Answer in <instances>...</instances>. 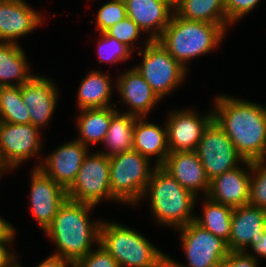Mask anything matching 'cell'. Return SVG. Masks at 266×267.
<instances>
[{
	"mask_svg": "<svg viewBox=\"0 0 266 267\" xmlns=\"http://www.w3.org/2000/svg\"><path fill=\"white\" fill-rule=\"evenodd\" d=\"M13 242H1L0 243V267H12L16 264L17 254L9 250L10 245Z\"/></svg>",
	"mask_w": 266,
	"mask_h": 267,
	"instance_id": "38",
	"label": "cell"
},
{
	"mask_svg": "<svg viewBox=\"0 0 266 267\" xmlns=\"http://www.w3.org/2000/svg\"><path fill=\"white\" fill-rule=\"evenodd\" d=\"M6 173L3 169H2V167L0 166V179H1V177L4 175V174Z\"/></svg>",
	"mask_w": 266,
	"mask_h": 267,
	"instance_id": "43",
	"label": "cell"
},
{
	"mask_svg": "<svg viewBox=\"0 0 266 267\" xmlns=\"http://www.w3.org/2000/svg\"><path fill=\"white\" fill-rule=\"evenodd\" d=\"M265 227L266 210L250 204L233 208L230 239L227 242L229 251H249L261 241Z\"/></svg>",
	"mask_w": 266,
	"mask_h": 267,
	"instance_id": "17",
	"label": "cell"
},
{
	"mask_svg": "<svg viewBox=\"0 0 266 267\" xmlns=\"http://www.w3.org/2000/svg\"><path fill=\"white\" fill-rule=\"evenodd\" d=\"M127 16L124 0H109L100 6L96 14L95 25L99 33H104Z\"/></svg>",
	"mask_w": 266,
	"mask_h": 267,
	"instance_id": "32",
	"label": "cell"
},
{
	"mask_svg": "<svg viewBox=\"0 0 266 267\" xmlns=\"http://www.w3.org/2000/svg\"><path fill=\"white\" fill-rule=\"evenodd\" d=\"M40 132L41 129L31 124L0 121V166L5 172L19 168L28 158L41 156Z\"/></svg>",
	"mask_w": 266,
	"mask_h": 267,
	"instance_id": "10",
	"label": "cell"
},
{
	"mask_svg": "<svg viewBox=\"0 0 266 267\" xmlns=\"http://www.w3.org/2000/svg\"><path fill=\"white\" fill-rule=\"evenodd\" d=\"M109 160L113 198L122 204L140 205L156 165L152 167L151 160L135 150L115 154Z\"/></svg>",
	"mask_w": 266,
	"mask_h": 267,
	"instance_id": "6",
	"label": "cell"
},
{
	"mask_svg": "<svg viewBox=\"0 0 266 267\" xmlns=\"http://www.w3.org/2000/svg\"><path fill=\"white\" fill-rule=\"evenodd\" d=\"M213 103V120L244 160L266 159V106L227 94Z\"/></svg>",
	"mask_w": 266,
	"mask_h": 267,
	"instance_id": "1",
	"label": "cell"
},
{
	"mask_svg": "<svg viewBox=\"0 0 266 267\" xmlns=\"http://www.w3.org/2000/svg\"><path fill=\"white\" fill-rule=\"evenodd\" d=\"M16 264L22 267L20 261H18V254L16 257ZM36 267H74V262L55 255H49L43 262H40Z\"/></svg>",
	"mask_w": 266,
	"mask_h": 267,
	"instance_id": "37",
	"label": "cell"
},
{
	"mask_svg": "<svg viewBox=\"0 0 266 267\" xmlns=\"http://www.w3.org/2000/svg\"><path fill=\"white\" fill-rule=\"evenodd\" d=\"M127 16L152 40H157L170 23L174 7L165 0H124ZM149 33V34H148Z\"/></svg>",
	"mask_w": 266,
	"mask_h": 267,
	"instance_id": "21",
	"label": "cell"
},
{
	"mask_svg": "<svg viewBox=\"0 0 266 267\" xmlns=\"http://www.w3.org/2000/svg\"><path fill=\"white\" fill-rule=\"evenodd\" d=\"M99 244L119 267H156L168 256L140 232L114 221L102 220Z\"/></svg>",
	"mask_w": 266,
	"mask_h": 267,
	"instance_id": "5",
	"label": "cell"
},
{
	"mask_svg": "<svg viewBox=\"0 0 266 267\" xmlns=\"http://www.w3.org/2000/svg\"><path fill=\"white\" fill-rule=\"evenodd\" d=\"M147 117H137L133 130V150L148 159L156 157L155 165L162 166L170 153L167 143L166 125L146 121Z\"/></svg>",
	"mask_w": 266,
	"mask_h": 267,
	"instance_id": "22",
	"label": "cell"
},
{
	"mask_svg": "<svg viewBox=\"0 0 266 267\" xmlns=\"http://www.w3.org/2000/svg\"><path fill=\"white\" fill-rule=\"evenodd\" d=\"M203 199L205 201L202 206V216L195 215L194 222L228 242L230 239L233 208L214 202L207 196Z\"/></svg>",
	"mask_w": 266,
	"mask_h": 267,
	"instance_id": "28",
	"label": "cell"
},
{
	"mask_svg": "<svg viewBox=\"0 0 266 267\" xmlns=\"http://www.w3.org/2000/svg\"><path fill=\"white\" fill-rule=\"evenodd\" d=\"M250 249L253 252L251 253V251H247V253L249 255H252L257 260H259L258 257H260V258L262 257V259L266 258V227H265V230L263 232V236H262L261 241H259L257 244H254Z\"/></svg>",
	"mask_w": 266,
	"mask_h": 267,
	"instance_id": "40",
	"label": "cell"
},
{
	"mask_svg": "<svg viewBox=\"0 0 266 267\" xmlns=\"http://www.w3.org/2000/svg\"><path fill=\"white\" fill-rule=\"evenodd\" d=\"M76 124L79 136L76 138L83 145L102 144L110 127L112 116L118 111L116 106L79 110Z\"/></svg>",
	"mask_w": 266,
	"mask_h": 267,
	"instance_id": "25",
	"label": "cell"
},
{
	"mask_svg": "<svg viewBox=\"0 0 266 267\" xmlns=\"http://www.w3.org/2000/svg\"><path fill=\"white\" fill-rule=\"evenodd\" d=\"M30 175V211L44 232L67 200V190L39 168H33Z\"/></svg>",
	"mask_w": 266,
	"mask_h": 267,
	"instance_id": "13",
	"label": "cell"
},
{
	"mask_svg": "<svg viewBox=\"0 0 266 267\" xmlns=\"http://www.w3.org/2000/svg\"><path fill=\"white\" fill-rule=\"evenodd\" d=\"M16 228L0 216V243L14 242L16 235Z\"/></svg>",
	"mask_w": 266,
	"mask_h": 267,
	"instance_id": "39",
	"label": "cell"
},
{
	"mask_svg": "<svg viewBox=\"0 0 266 267\" xmlns=\"http://www.w3.org/2000/svg\"><path fill=\"white\" fill-rule=\"evenodd\" d=\"M210 108L204 115L189 108L168 113L165 125L170 152L196 151L204 130L213 121L212 106Z\"/></svg>",
	"mask_w": 266,
	"mask_h": 267,
	"instance_id": "12",
	"label": "cell"
},
{
	"mask_svg": "<svg viewBox=\"0 0 266 267\" xmlns=\"http://www.w3.org/2000/svg\"><path fill=\"white\" fill-rule=\"evenodd\" d=\"M74 267H119L115 258L100 244L84 257L74 262Z\"/></svg>",
	"mask_w": 266,
	"mask_h": 267,
	"instance_id": "34",
	"label": "cell"
},
{
	"mask_svg": "<svg viewBox=\"0 0 266 267\" xmlns=\"http://www.w3.org/2000/svg\"><path fill=\"white\" fill-rule=\"evenodd\" d=\"M115 81L121 104L129 107L125 113L146 117L162 101L133 66L120 73Z\"/></svg>",
	"mask_w": 266,
	"mask_h": 267,
	"instance_id": "18",
	"label": "cell"
},
{
	"mask_svg": "<svg viewBox=\"0 0 266 267\" xmlns=\"http://www.w3.org/2000/svg\"><path fill=\"white\" fill-rule=\"evenodd\" d=\"M21 45L0 42V87L21 86L36 74L30 66Z\"/></svg>",
	"mask_w": 266,
	"mask_h": 267,
	"instance_id": "24",
	"label": "cell"
},
{
	"mask_svg": "<svg viewBox=\"0 0 266 267\" xmlns=\"http://www.w3.org/2000/svg\"><path fill=\"white\" fill-rule=\"evenodd\" d=\"M259 261L243 251H230L222 267H259Z\"/></svg>",
	"mask_w": 266,
	"mask_h": 267,
	"instance_id": "36",
	"label": "cell"
},
{
	"mask_svg": "<svg viewBox=\"0 0 266 267\" xmlns=\"http://www.w3.org/2000/svg\"><path fill=\"white\" fill-rule=\"evenodd\" d=\"M57 84L45 76L35 75L21 85L23 103L27 106L31 125L43 129L51 121L58 103Z\"/></svg>",
	"mask_w": 266,
	"mask_h": 267,
	"instance_id": "15",
	"label": "cell"
},
{
	"mask_svg": "<svg viewBox=\"0 0 266 267\" xmlns=\"http://www.w3.org/2000/svg\"><path fill=\"white\" fill-rule=\"evenodd\" d=\"M162 167L196 197L207 196L210 181L196 151L170 152Z\"/></svg>",
	"mask_w": 266,
	"mask_h": 267,
	"instance_id": "20",
	"label": "cell"
},
{
	"mask_svg": "<svg viewBox=\"0 0 266 267\" xmlns=\"http://www.w3.org/2000/svg\"><path fill=\"white\" fill-rule=\"evenodd\" d=\"M174 13L190 21L230 25L227 21L225 0H178Z\"/></svg>",
	"mask_w": 266,
	"mask_h": 267,
	"instance_id": "26",
	"label": "cell"
},
{
	"mask_svg": "<svg viewBox=\"0 0 266 267\" xmlns=\"http://www.w3.org/2000/svg\"><path fill=\"white\" fill-rule=\"evenodd\" d=\"M229 27L186 20L174 13L157 41L188 70L187 65L191 60L220 46Z\"/></svg>",
	"mask_w": 266,
	"mask_h": 267,
	"instance_id": "4",
	"label": "cell"
},
{
	"mask_svg": "<svg viewBox=\"0 0 266 267\" xmlns=\"http://www.w3.org/2000/svg\"><path fill=\"white\" fill-rule=\"evenodd\" d=\"M91 204L67 199L57 211L52 223L43 232L57 247L51 255L73 262L84 257L99 245L101 219L92 222Z\"/></svg>",
	"mask_w": 266,
	"mask_h": 267,
	"instance_id": "2",
	"label": "cell"
},
{
	"mask_svg": "<svg viewBox=\"0 0 266 267\" xmlns=\"http://www.w3.org/2000/svg\"><path fill=\"white\" fill-rule=\"evenodd\" d=\"M44 19L25 0H0V42L19 44L16 39L31 34Z\"/></svg>",
	"mask_w": 266,
	"mask_h": 267,
	"instance_id": "16",
	"label": "cell"
},
{
	"mask_svg": "<svg viewBox=\"0 0 266 267\" xmlns=\"http://www.w3.org/2000/svg\"><path fill=\"white\" fill-rule=\"evenodd\" d=\"M67 199L97 206L101 201H116L110 189V160L99 151L89 152L75 181L67 189Z\"/></svg>",
	"mask_w": 266,
	"mask_h": 267,
	"instance_id": "8",
	"label": "cell"
},
{
	"mask_svg": "<svg viewBox=\"0 0 266 267\" xmlns=\"http://www.w3.org/2000/svg\"><path fill=\"white\" fill-rule=\"evenodd\" d=\"M165 1L170 3L173 7H175L178 0H165Z\"/></svg>",
	"mask_w": 266,
	"mask_h": 267,
	"instance_id": "42",
	"label": "cell"
},
{
	"mask_svg": "<svg viewBox=\"0 0 266 267\" xmlns=\"http://www.w3.org/2000/svg\"><path fill=\"white\" fill-rule=\"evenodd\" d=\"M99 40H97V55L99 63L107 62L117 64L127 61L132 55L133 51L125 44L119 42L116 38L108 36L105 32L99 33Z\"/></svg>",
	"mask_w": 266,
	"mask_h": 267,
	"instance_id": "30",
	"label": "cell"
},
{
	"mask_svg": "<svg viewBox=\"0 0 266 267\" xmlns=\"http://www.w3.org/2000/svg\"><path fill=\"white\" fill-rule=\"evenodd\" d=\"M156 267H174L171 259L167 256L162 262H160Z\"/></svg>",
	"mask_w": 266,
	"mask_h": 267,
	"instance_id": "41",
	"label": "cell"
},
{
	"mask_svg": "<svg viewBox=\"0 0 266 267\" xmlns=\"http://www.w3.org/2000/svg\"><path fill=\"white\" fill-rule=\"evenodd\" d=\"M110 73L101 70H90L81 80L77 91V107L82 109L112 107L111 104L113 82ZM111 81V82H110Z\"/></svg>",
	"mask_w": 266,
	"mask_h": 267,
	"instance_id": "23",
	"label": "cell"
},
{
	"mask_svg": "<svg viewBox=\"0 0 266 267\" xmlns=\"http://www.w3.org/2000/svg\"><path fill=\"white\" fill-rule=\"evenodd\" d=\"M105 33L116 38L134 52L136 50L135 44H138L136 41L143 34V31L130 17L126 16L122 21L106 30Z\"/></svg>",
	"mask_w": 266,
	"mask_h": 267,
	"instance_id": "33",
	"label": "cell"
},
{
	"mask_svg": "<svg viewBox=\"0 0 266 267\" xmlns=\"http://www.w3.org/2000/svg\"><path fill=\"white\" fill-rule=\"evenodd\" d=\"M136 118L118 109L111 118L110 127L102 142L107 150L99 152L110 157L133 150V130Z\"/></svg>",
	"mask_w": 266,
	"mask_h": 267,
	"instance_id": "27",
	"label": "cell"
},
{
	"mask_svg": "<svg viewBox=\"0 0 266 267\" xmlns=\"http://www.w3.org/2000/svg\"><path fill=\"white\" fill-rule=\"evenodd\" d=\"M241 165L211 180L207 197L232 208L248 204L251 161L245 160Z\"/></svg>",
	"mask_w": 266,
	"mask_h": 267,
	"instance_id": "19",
	"label": "cell"
},
{
	"mask_svg": "<svg viewBox=\"0 0 266 267\" xmlns=\"http://www.w3.org/2000/svg\"><path fill=\"white\" fill-rule=\"evenodd\" d=\"M89 147L78 140H71L57 147L46 158L39 159V168L46 176L52 178L66 190L75 181L81 165L89 153ZM41 162V163H40Z\"/></svg>",
	"mask_w": 266,
	"mask_h": 267,
	"instance_id": "14",
	"label": "cell"
},
{
	"mask_svg": "<svg viewBox=\"0 0 266 267\" xmlns=\"http://www.w3.org/2000/svg\"><path fill=\"white\" fill-rule=\"evenodd\" d=\"M0 121L31 124L27 106L22 100L21 86L0 87Z\"/></svg>",
	"mask_w": 266,
	"mask_h": 267,
	"instance_id": "29",
	"label": "cell"
},
{
	"mask_svg": "<svg viewBox=\"0 0 266 267\" xmlns=\"http://www.w3.org/2000/svg\"><path fill=\"white\" fill-rule=\"evenodd\" d=\"M141 47L137 55L143 59L141 63L135 65V68L162 100L185 81L189 70L185 69L157 40L151 41L147 38Z\"/></svg>",
	"mask_w": 266,
	"mask_h": 267,
	"instance_id": "7",
	"label": "cell"
},
{
	"mask_svg": "<svg viewBox=\"0 0 266 267\" xmlns=\"http://www.w3.org/2000/svg\"><path fill=\"white\" fill-rule=\"evenodd\" d=\"M185 253L187 264L168 256L174 267H222L230 252L227 242L200 227L194 221L176 229Z\"/></svg>",
	"mask_w": 266,
	"mask_h": 267,
	"instance_id": "9",
	"label": "cell"
},
{
	"mask_svg": "<svg viewBox=\"0 0 266 267\" xmlns=\"http://www.w3.org/2000/svg\"><path fill=\"white\" fill-rule=\"evenodd\" d=\"M261 0H225V11L227 16V21L230 25H234L248 13H250L253 8Z\"/></svg>",
	"mask_w": 266,
	"mask_h": 267,
	"instance_id": "35",
	"label": "cell"
},
{
	"mask_svg": "<svg viewBox=\"0 0 266 267\" xmlns=\"http://www.w3.org/2000/svg\"><path fill=\"white\" fill-rule=\"evenodd\" d=\"M149 197V198H148ZM148 198L154 221L178 229L193 222L197 197L180 185L162 166H156L141 202Z\"/></svg>",
	"mask_w": 266,
	"mask_h": 267,
	"instance_id": "3",
	"label": "cell"
},
{
	"mask_svg": "<svg viewBox=\"0 0 266 267\" xmlns=\"http://www.w3.org/2000/svg\"><path fill=\"white\" fill-rule=\"evenodd\" d=\"M196 152L209 181L245 161L225 131L213 120L204 130Z\"/></svg>",
	"mask_w": 266,
	"mask_h": 267,
	"instance_id": "11",
	"label": "cell"
},
{
	"mask_svg": "<svg viewBox=\"0 0 266 267\" xmlns=\"http://www.w3.org/2000/svg\"><path fill=\"white\" fill-rule=\"evenodd\" d=\"M248 204L266 210V159L251 161Z\"/></svg>",
	"mask_w": 266,
	"mask_h": 267,
	"instance_id": "31",
	"label": "cell"
}]
</instances>
